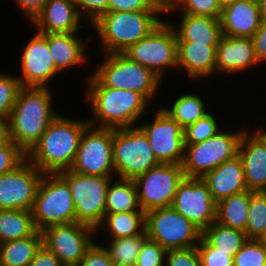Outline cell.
Wrapping results in <instances>:
<instances>
[{"label":"cell","mask_w":266,"mask_h":266,"mask_svg":"<svg viewBox=\"0 0 266 266\" xmlns=\"http://www.w3.org/2000/svg\"><path fill=\"white\" fill-rule=\"evenodd\" d=\"M262 21L259 5L250 0H237L222 9L220 23L223 35L252 38Z\"/></svg>","instance_id":"obj_25"},{"label":"cell","mask_w":266,"mask_h":266,"mask_svg":"<svg viewBox=\"0 0 266 266\" xmlns=\"http://www.w3.org/2000/svg\"><path fill=\"white\" fill-rule=\"evenodd\" d=\"M112 154L117 178L135 179L161 164L139 126L113 129Z\"/></svg>","instance_id":"obj_8"},{"label":"cell","mask_w":266,"mask_h":266,"mask_svg":"<svg viewBox=\"0 0 266 266\" xmlns=\"http://www.w3.org/2000/svg\"><path fill=\"white\" fill-rule=\"evenodd\" d=\"M185 174L182 165L159 164L134 181L141 209L146 213L156 208L171 207L179 184Z\"/></svg>","instance_id":"obj_13"},{"label":"cell","mask_w":266,"mask_h":266,"mask_svg":"<svg viewBox=\"0 0 266 266\" xmlns=\"http://www.w3.org/2000/svg\"><path fill=\"white\" fill-rule=\"evenodd\" d=\"M43 176L27 158L14 170L0 175V210L31 211Z\"/></svg>","instance_id":"obj_16"},{"label":"cell","mask_w":266,"mask_h":266,"mask_svg":"<svg viewBox=\"0 0 266 266\" xmlns=\"http://www.w3.org/2000/svg\"><path fill=\"white\" fill-rule=\"evenodd\" d=\"M201 266H233V257L229 253L219 252L210 246L202 237L197 244Z\"/></svg>","instance_id":"obj_42"},{"label":"cell","mask_w":266,"mask_h":266,"mask_svg":"<svg viewBox=\"0 0 266 266\" xmlns=\"http://www.w3.org/2000/svg\"><path fill=\"white\" fill-rule=\"evenodd\" d=\"M122 53L151 70L162 81L166 79L170 70L177 72V37L166 19Z\"/></svg>","instance_id":"obj_6"},{"label":"cell","mask_w":266,"mask_h":266,"mask_svg":"<svg viewBox=\"0 0 266 266\" xmlns=\"http://www.w3.org/2000/svg\"><path fill=\"white\" fill-rule=\"evenodd\" d=\"M91 39V34L85 39L81 38L80 32L48 33L49 52L56 69L63 74L74 67L89 65L86 51Z\"/></svg>","instance_id":"obj_23"},{"label":"cell","mask_w":266,"mask_h":266,"mask_svg":"<svg viewBox=\"0 0 266 266\" xmlns=\"http://www.w3.org/2000/svg\"><path fill=\"white\" fill-rule=\"evenodd\" d=\"M250 191H244L217 203L216 221L234 229L246 231Z\"/></svg>","instance_id":"obj_30"},{"label":"cell","mask_w":266,"mask_h":266,"mask_svg":"<svg viewBox=\"0 0 266 266\" xmlns=\"http://www.w3.org/2000/svg\"><path fill=\"white\" fill-rule=\"evenodd\" d=\"M201 237L219 252L229 253L233 258L248 240L244 231L225 226L217 221L205 228Z\"/></svg>","instance_id":"obj_32"},{"label":"cell","mask_w":266,"mask_h":266,"mask_svg":"<svg viewBox=\"0 0 266 266\" xmlns=\"http://www.w3.org/2000/svg\"><path fill=\"white\" fill-rule=\"evenodd\" d=\"M21 87L16 74L0 72V119H8Z\"/></svg>","instance_id":"obj_38"},{"label":"cell","mask_w":266,"mask_h":266,"mask_svg":"<svg viewBox=\"0 0 266 266\" xmlns=\"http://www.w3.org/2000/svg\"><path fill=\"white\" fill-rule=\"evenodd\" d=\"M255 66L261 67V64L256 59L252 38L221 37L216 47V74L240 75L241 71L247 73Z\"/></svg>","instance_id":"obj_20"},{"label":"cell","mask_w":266,"mask_h":266,"mask_svg":"<svg viewBox=\"0 0 266 266\" xmlns=\"http://www.w3.org/2000/svg\"><path fill=\"white\" fill-rule=\"evenodd\" d=\"M245 233L248 239H262L266 234V192L250 191L249 214Z\"/></svg>","instance_id":"obj_35"},{"label":"cell","mask_w":266,"mask_h":266,"mask_svg":"<svg viewBox=\"0 0 266 266\" xmlns=\"http://www.w3.org/2000/svg\"><path fill=\"white\" fill-rule=\"evenodd\" d=\"M43 244L42 232L0 244V266H29Z\"/></svg>","instance_id":"obj_29"},{"label":"cell","mask_w":266,"mask_h":266,"mask_svg":"<svg viewBox=\"0 0 266 266\" xmlns=\"http://www.w3.org/2000/svg\"><path fill=\"white\" fill-rule=\"evenodd\" d=\"M192 92L177 95L174 102L167 107L161 108L166 111L183 129L194 124L197 120L210 112L206 107L205 99Z\"/></svg>","instance_id":"obj_31"},{"label":"cell","mask_w":266,"mask_h":266,"mask_svg":"<svg viewBox=\"0 0 266 266\" xmlns=\"http://www.w3.org/2000/svg\"><path fill=\"white\" fill-rule=\"evenodd\" d=\"M184 0H158V4L164 16L175 10Z\"/></svg>","instance_id":"obj_50"},{"label":"cell","mask_w":266,"mask_h":266,"mask_svg":"<svg viewBox=\"0 0 266 266\" xmlns=\"http://www.w3.org/2000/svg\"><path fill=\"white\" fill-rule=\"evenodd\" d=\"M131 211H143L134 179L113 178L107 188L105 215Z\"/></svg>","instance_id":"obj_27"},{"label":"cell","mask_w":266,"mask_h":266,"mask_svg":"<svg viewBox=\"0 0 266 266\" xmlns=\"http://www.w3.org/2000/svg\"><path fill=\"white\" fill-rule=\"evenodd\" d=\"M147 238L146 230L136 236L110 239V243L103 245L113 266H135L142 244Z\"/></svg>","instance_id":"obj_34"},{"label":"cell","mask_w":266,"mask_h":266,"mask_svg":"<svg viewBox=\"0 0 266 266\" xmlns=\"http://www.w3.org/2000/svg\"><path fill=\"white\" fill-rule=\"evenodd\" d=\"M233 266H266V246L261 239H248L234 256Z\"/></svg>","instance_id":"obj_37"},{"label":"cell","mask_w":266,"mask_h":266,"mask_svg":"<svg viewBox=\"0 0 266 266\" xmlns=\"http://www.w3.org/2000/svg\"><path fill=\"white\" fill-rule=\"evenodd\" d=\"M37 231L28 210H0V244L32 236Z\"/></svg>","instance_id":"obj_33"},{"label":"cell","mask_w":266,"mask_h":266,"mask_svg":"<svg viewBox=\"0 0 266 266\" xmlns=\"http://www.w3.org/2000/svg\"><path fill=\"white\" fill-rule=\"evenodd\" d=\"M190 14L194 16H208L212 18L221 17L222 9L217 0H184L175 10L169 12L170 15L176 13Z\"/></svg>","instance_id":"obj_39"},{"label":"cell","mask_w":266,"mask_h":266,"mask_svg":"<svg viewBox=\"0 0 266 266\" xmlns=\"http://www.w3.org/2000/svg\"><path fill=\"white\" fill-rule=\"evenodd\" d=\"M261 125L244 131L238 149L245 183L252 192H266V131Z\"/></svg>","instance_id":"obj_19"},{"label":"cell","mask_w":266,"mask_h":266,"mask_svg":"<svg viewBox=\"0 0 266 266\" xmlns=\"http://www.w3.org/2000/svg\"><path fill=\"white\" fill-rule=\"evenodd\" d=\"M76 8L89 26L102 14L108 12L109 0H73Z\"/></svg>","instance_id":"obj_44"},{"label":"cell","mask_w":266,"mask_h":266,"mask_svg":"<svg viewBox=\"0 0 266 266\" xmlns=\"http://www.w3.org/2000/svg\"><path fill=\"white\" fill-rule=\"evenodd\" d=\"M82 20L73 0H47L30 24L39 33H75L83 30Z\"/></svg>","instance_id":"obj_21"},{"label":"cell","mask_w":266,"mask_h":266,"mask_svg":"<svg viewBox=\"0 0 266 266\" xmlns=\"http://www.w3.org/2000/svg\"><path fill=\"white\" fill-rule=\"evenodd\" d=\"M29 266H64L59 258L43 244Z\"/></svg>","instance_id":"obj_49"},{"label":"cell","mask_w":266,"mask_h":266,"mask_svg":"<svg viewBox=\"0 0 266 266\" xmlns=\"http://www.w3.org/2000/svg\"><path fill=\"white\" fill-rule=\"evenodd\" d=\"M167 250L148 237L142 244L135 266H165Z\"/></svg>","instance_id":"obj_40"},{"label":"cell","mask_w":266,"mask_h":266,"mask_svg":"<svg viewBox=\"0 0 266 266\" xmlns=\"http://www.w3.org/2000/svg\"><path fill=\"white\" fill-rule=\"evenodd\" d=\"M9 140L7 120L0 119V146Z\"/></svg>","instance_id":"obj_51"},{"label":"cell","mask_w":266,"mask_h":266,"mask_svg":"<svg viewBox=\"0 0 266 266\" xmlns=\"http://www.w3.org/2000/svg\"><path fill=\"white\" fill-rule=\"evenodd\" d=\"M203 231L216 221L217 203L200 177H185L171 206Z\"/></svg>","instance_id":"obj_18"},{"label":"cell","mask_w":266,"mask_h":266,"mask_svg":"<svg viewBox=\"0 0 266 266\" xmlns=\"http://www.w3.org/2000/svg\"><path fill=\"white\" fill-rule=\"evenodd\" d=\"M41 232L43 245L64 266H77L98 236L95 228L80 222L52 225Z\"/></svg>","instance_id":"obj_14"},{"label":"cell","mask_w":266,"mask_h":266,"mask_svg":"<svg viewBox=\"0 0 266 266\" xmlns=\"http://www.w3.org/2000/svg\"><path fill=\"white\" fill-rule=\"evenodd\" d=\"M101 64L86 75V87H111L142 94L151 104L161 91L162 80L151 70L127 58L123 53H105ZM160 89V90H159ZM153 101V103H152Z\"/></svg>","instance_id":"obj_5"},{"label":"cell","mask_w":266,"mask_h":266,"mask_svg":"<svg viewBox=\"0 0 266 266\" xmlns=\"http://www.w3.org/2000/svg\"><path fill=\"white\" fill-rule=\"evenodd\" d=\"M261 127L266 131V129H265V128H266V125H265V126L263 125V126H261Z\"/></svg>","instance_id":"obj_56"},{"label":"cell","mask_w":266,"mask_h":266,"mask_svg":"<svg viewBox=\"0 0 266 266\" xmlns=\"http://www.w3.org/2000/svg\"><path fill=\"white\" fill-rule=\"evenodd\" d=\"M84 91L92 115L88 122L94 127L120 129L138 126L152 105L142 94L131 90L86 87Z\"/></svg>","instance_id":"obj_3"},{"label":"cell","mask_w":266,"mask_h":266,"mask_svg":"<svg viewBox=\"0 0 266 266\" xmlns=\"http://www.w3.org/2000/svg\"><path fill=\"white\" fill-rule=\"evenodd\" d=\"M35 34V35H34ZM33 37L21 49L17 77L22 87H52L51 82L61 73L56 69L48 47V33L34 30ZM52 80V81H51ZM51 81V82H50Z\"/></svg>","instance_id":"obj_17"},{"label":"cell","mask_w":266,"mask_h":266,"mask_svg":"<svg viewBox=\"0 0 266 266\" xmlns=\"http://www.w3.org/2000/svg\"><path fill=\"white\" fill-rule=\"evenodd\" d=\"M211 113H207L204 117L197 120L194 124L187 126L184 133L185 144H196L212 137L221 128V122ZM220 126V127H219Z\"/></svg>","instance_id":"obj_36"},{"label":"cell","mask_w":266,"mask_h":266,"mask_svg":"<svg viewBox=\"0 0 266 266\" xmlns=\"http://www.w3.org/2000/svg\"><path fill=\"white\" fill-rule=\"evenodd\" d=\"M98 242L97 240L93 242L77 266H113V262L103 244Z\"/></svg>","instance_id":"obj_46"},{"label":"cell","mask_w":266,"mask_h":266,"mask_svg":"<svg viewBox=\"0 0 266 266\" xmlns=\"http://www.w3.org/2000/svg\"><path fill=\"white\" fill-rule=\"evenodd\" d=\"M179 22L172 23L177 41H190L207 45H218L223 36L219 18L208 16H194L190 14H180Z\"/></svg>","instance_id":"obj_26"},{"label":"cell","mask_w":266,"mask_h":266,"mask_svg":"<svg viewBox=\"0 0 266 266\" xmlns=\"http://www.w3.org/2000/svg\"><path fill=\"white\" fill-rule=\"evenodd\" d=\"M59 174L68 182L75 204L76 222L96 229L105 218L108 185L116 177L85 175L70 169Z\"/></svg>","instance_id":"obj_10"},{"label":"cell","mask_w":266,"mask_h":266,"mask_svg":"<svg viewBox=\"0 0 266 266\" xmlns=\"http://www.w3.org/2000/svg\"><path fill=\"white\" fill-rule=\"evenodd\" d=\"M217 1H218L219 6L221 7V9H223L226 6L233 4L237 0H217Z\"/></svg>","instance_id":"obj_53"},{"label":"cell","mask_w":266,"mask_h":266,"mask_svg":"<svg viewBox=\"0 0 266 266\" xmlns=\"http://www.w3.org/2000/svg\"><path fill=\"white\" fill-rule=\"evenodd\" d=\"M112 150L113 129L89 125L82 134L70 170L85 175L116 177Z\"/></svg>","instance_id":"obj_12"},{"label":"cell","mask_w":266,"mask_h":266,"mask_svg":"<svg viewBox=\"0 0 266 266\" xmlns=\"http://www.w3.org/2000/svg\"><path fill=\"white\" fill-rule=\"evenodd\" d=\"M261 241L264 243V245L266 246V234L262 237Z\"/></svg>","instance_id":"obj_54"},{"label":"cell","mask_w":266,"mask_h":266,"mask_svg":"<svg viewBox=\"0 0 266 266\" xmlns=\"http://www.w3.org/2000/svg\"><path fill=\"white\" fill-rule=\"evenodd\" d=\"M162 15V11L106 12L90 25L95 30L92 39L99 38L102 54L122 53L159 25Z\"/></svg>","instance_id":"obj_4"},{"label":"cell","mask_w":266,"mask_h":266,"mask_svg":"<svg viewBox=\"0 0 266 266\" xmlns=\"http://www.w3.org/2000/svg\"><path fill=\"white\" fill-rule=\"evenodd\" d=\"M31 211L37 231L76 222V209L68 182L59 173H44Z\"/></svg>","instance_id":"obj_7"},{"label":"cell","mask_w":266,"mask_h":266,"mask_svg":"<svg viewBox=\"0 0 266 266\" xmlns=\"http://www.w3.org/2000/svg\"><path fill=\"white\" fill-rule=\"evenodd\" d=\"M147 237L164 249L197 246L202 231L172 207L156 208L145 213Z\"/></svg>","instance_id":"obj_11"},{"label":"cell","mask_w":266,"mask_h":266,"mask_svg":"<svg viewBox=\"0 0 266 266\" xmlns=\"http://www.w3.org/2000/svg\"><path fill=\"white\" fill-rule=\"evenodd\" d=\"M260 15L262 19H266V0H260L258 2Z\"/></svg>","instance_id":"obj_52"},{"label":"cell","mask_w":266,"mask_h":266,"mask_svg":"<svg viewBox=\"0 0 266 266\" xmlns=\"http://www.w3.org/2000/svg\"><path fill=\"white\" fill-rule=\"evenodd\" d=\"M88 119L59 115L49 124L26 158L43 173H59L72 167Z\"/></svg>","instance_id":"obj_2"},{"label":"cell","mask_w":266,"mask_h":266,"mask_svg":"<svg viewBox=\"0 0 266 266\" xmlns=\"http://www.w3.org/2000/svg\"><path fill=\"white\" fill-rule=\"evenodd\" d=\"M145 212L131 211L106 214L102 223L96 228L109 235V239L126 238L140 235L145 231Z\"/></svg>","instance_id":"obj_28"},{"label":"cell","mask_w":266,"mask_h":266,"mask_svg":"<svg viewBox=\"0 0 266 266\" xmlns=\"http://www.w3.org/2000/svg\"><path fill=\"white\" fill-rule=\"evenodd\" d=\"M12 2H14V5L16 3L18 11L21 12L26 19L28 18L29 22H32L41 12L47 0H12Z\"/></svg>","instance_id":"obj_48"},{"label":"cell","mask_w":266,"mask_h":266,"mask_svg":"<svg viewBox=\"0 0 266 266\" xmlns=\"http://www.w3.org/2000/svg\"><path fill=\"white\" fill-rule=\"evenodd\" d=\"M155 112L153 120L144 119L138 126L148 137L155 157L161 164L181 165L185 151L184 129L160 106Z\"/></svg>","instance_id":"obj_15"},{"label":"cell","mask_w":266,"mask_h":266,"mask_svg":"<svg viewBox=\"0 0 266 266\" xmlns=\"http://www.w3.org/2000/svg\"><path fill=\"white\" fill-rule=\"evenodd\" d=\"M223 128L212 137L196 144H185L182 168L185 177H202L224 161L238 155L239 143L246 130H228Z\"/></svg>","instance_id":"obj_9"},{"label":"cell","mask_w":266,"mask_h":266,"mask_svg":"<svg viewBox=\"0 0 266 266\" xmlns=\"http://www.w3.org/2000/svg\"><path fill=\"white\" fill-rule=\"evenodd\" d=\"M250 1H254V2H257L258 3L260 0H250Z\"/></svg>","instance_id":"obj_55"},{"label":"cell","mask_w":266,"mask_h":266,"mask_svg":"<svg viewBox=\"0 0 266 266\" xmlns=\"http://www.w3.org/2000/svg\"><path fill=\"white\" fill-rule=\"evenodd\" d=\"M165 266H201L197 246L167 250Z\"/></svg>","instance_id":"obj_43"},{"label":"cell","mask_w":266,"mask_h":266,"mask_svg":"<svg viewBox=\"0 0 266 266\" xmlns=\"http://www.w3.org/2000/svg\"><path fill=\"white\" fill-rule=\"evenodd\" d=\"M256 59L262 65L266 62V19H262L259 28L252 36Z\"/></svg>","instance_id":"obj_47"},{"label":"cell","mask_w":266,"mask_h":266,"mask_svg":"<svg viewBox=\"0 0 266 266\" xmlns=\"http://www.w3.org/2000/svg\"><path fill=\"white\" fill-rule=\"evenodd\" d=\"M216 203L229 196L247 191L240 157L224 161L202 177Z\"/></svg>","instance_id":"obj_24"},{"label":"cell","mask_w":266,"mask_h":266,"mask_svg":"<svg viewBox=\"0 0 266 266\" xmlns=\"http://www.w3.org/2000/svg\"><path fill=\"white\" fill-rule=\"evenodd\" d=\"M26 159V153L12 140L0 146V175L14 170Z\"/></svg>","instance_id":"obj_41"},{"label":"cell","mask_w":266,"mask_h":266,"mask_svg":"<svg viewBox=\"0 0 266 266\" xmlns=\"http://www.w3.org/2000/svg\"><path fill=\"white\" fill-rule=\"evenodd\" d=\"M216 47L217 45L177 41V70L184 72L191 82L215 77Z\"/></svg>","instance_id":"obj_22"},{"label":"cell","mask_w":266,"mask_h":266,"mask_svg":"<svg viewBox=\"0 0 266 266\" xmlns=\"http://www.w3.org/2000/svg\"><path fill=\"white\" fill-rule=\"evenodd\" d=\"M161 11L158 0H109L108 12Z\"/></svg>","instance_id":"obj_45"},{"label":"cell","mask_w":266,"mask_h":266,"mask_svg":"<svg viewBox=\"0 0 266 266\" xmlns=\"http://www.w3.org/2000/svg\"><path fill=\"white\" fill-rule=\"evenodd\" d=\"M51 91L48 87H21L7 119L9 139L26 154L59 115L53 109Z\"/></svg>","instance_id":"obj_1"}]
</instances>
